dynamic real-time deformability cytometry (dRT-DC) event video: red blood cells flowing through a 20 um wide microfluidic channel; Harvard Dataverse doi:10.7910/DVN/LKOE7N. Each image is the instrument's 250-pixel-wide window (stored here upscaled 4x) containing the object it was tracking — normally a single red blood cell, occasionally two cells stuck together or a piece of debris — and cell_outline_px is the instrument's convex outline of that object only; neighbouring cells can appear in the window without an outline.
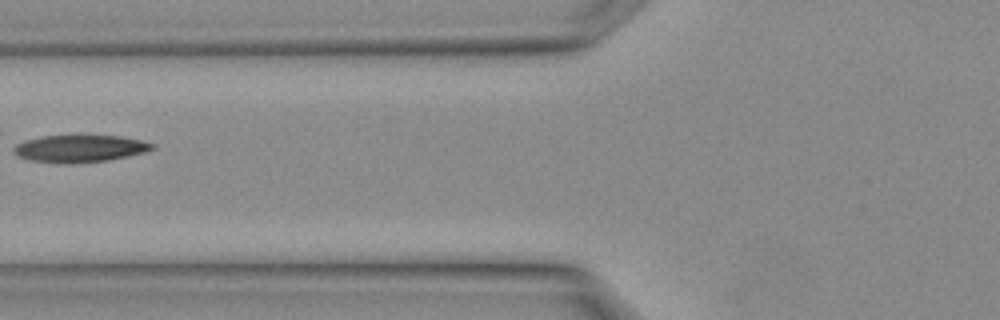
{"species": "Egyptian fruit bat (a non-hibernating species)", "species_latin": "Rousettus aegyptiacus", "temperature_condition": "warm", "stored_images_in_passage": 2, "camera_frame_rate_fps": 3000, "um_per_image_px": 0.085, "animal": {"sex": "female"}, "frame": {"image": 1, "passage_image": 2, "time_ms": 0.333, "image_size_px": [1000, 320], "cell_outline_px": [[156, 148], [148, 152], [108, 160], [68, 164], [56, 164], [28, 160], [16, 156], [12, 152], [12, 148], [16, 144], [24, 140], [44, 136], [76, 132], [80, 132], [120, 136], [140, 140], [156, 144]], "centroid_in_image_um": [6.76, 12.59], "position_along_channel_um": 119.0, "area_um2": 23.47}}